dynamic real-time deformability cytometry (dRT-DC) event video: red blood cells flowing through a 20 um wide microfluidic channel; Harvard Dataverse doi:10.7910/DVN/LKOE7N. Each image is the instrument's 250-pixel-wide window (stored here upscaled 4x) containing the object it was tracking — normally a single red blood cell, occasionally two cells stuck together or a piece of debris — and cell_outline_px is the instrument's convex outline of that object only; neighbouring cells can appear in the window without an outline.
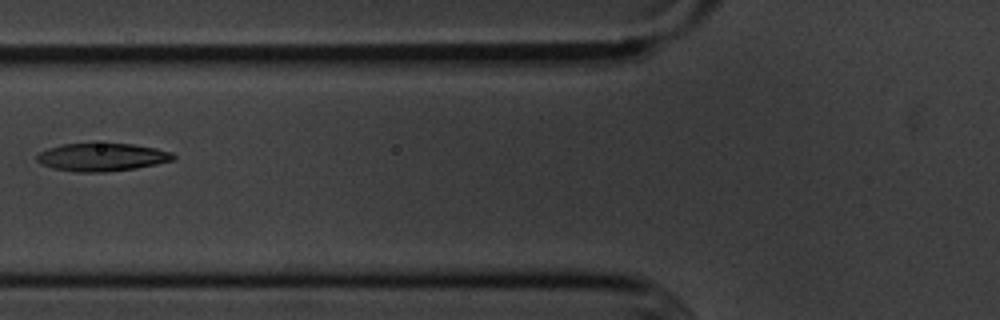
{"species": "common noctule bat (a hibernating species)", "species_latin": "Nyctalus noctula", "temperature_condition": "cold", "stored_images_in_passage": 3, "camera_frame_rate_fps": 3000, "um_per_image_px": 0.085, "animal": {"sex": "male", "body_mass_g": 20.1, "forearm_length_mm": 53.5}, "frame": {"image": 1, "passage_image": 2, "time_ms": 1.333, "image_size_px": [1000, 320], "cell_outline_px": [[176, 156], [172, 160], [156, 164], [136, 168], [104, 172], [76, 172], [52, 168], [40, 164], [36, 160], [36, 156], [40, 152], [48, 148], [64, 144], [132, 144], [156, 148], [172, 152]], "centroid_in_image_um": [8.65, 13.36], "position_along_channel_um": 117.2, "area_um2": 22.08}}
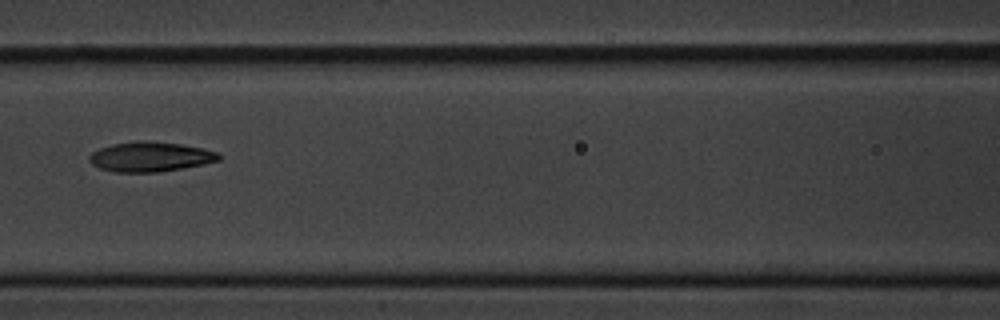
{"frame": {"image": 2, "passage_image": 3, "time_ms": 2.333, "image_size_px": [1000, 320], "cell_outline_px": [[220, 160], [204, 164], [156, 172], [116, 172], [100, 168], [92, 164], [88, 160], [88, 156], [92, 152], [100, 148], [112, 144], [140, 140], [144, 140], [180, 144], [204, 148], [216, 152], [220, 156]], "centroid_in_image_um": [12.75, 13.32], "position_along_channel_um": 153.9, "area_um2": 22.37}}